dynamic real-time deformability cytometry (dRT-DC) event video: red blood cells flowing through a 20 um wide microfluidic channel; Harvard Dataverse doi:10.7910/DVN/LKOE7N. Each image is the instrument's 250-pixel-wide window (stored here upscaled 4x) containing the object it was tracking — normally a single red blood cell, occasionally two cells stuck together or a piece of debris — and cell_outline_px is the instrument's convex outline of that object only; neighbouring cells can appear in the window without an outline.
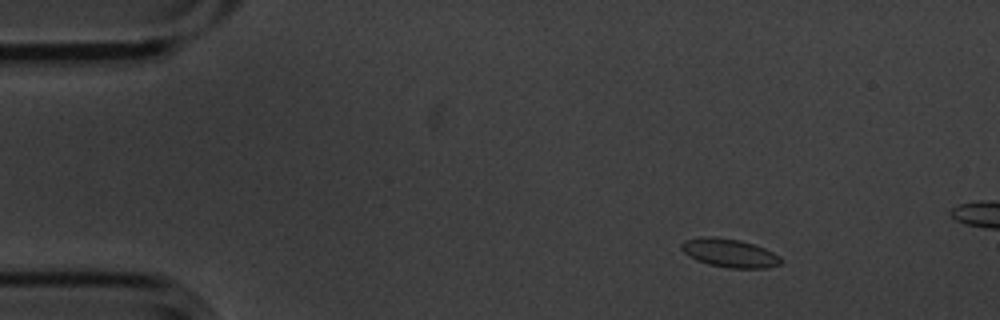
{"species": "common noctule bat (a hibernating species)", "species_latin": "Nyctalus noctula", "temperature_condition": "cold", "stored_images_in_passage": 4, "camera_frame_rate_fps": 3000, "um_per_image_px": 0.085, "animal": {"sex": "male", "body_mass_g": 20.1, "forearm_length_mm": 53.5}, "frame": {"image": 1, "passage_image": 2, "time_ms": 0.333, "image_size_px": [1000, 320], "cell_outline_px": [[784, 260], [780, 264], [768, 268], [728, 268], [708, 264], [696, 260], [688, 256], [680, 248], [680, 244], [684, 240], [704, 236], [716, 236], [740, 240], [764, 248], [780, 256]], "centroid_in_image_um": [61.99, 21.5], "position_along_channel_um": 23.0, "area_um2": 16.7}}